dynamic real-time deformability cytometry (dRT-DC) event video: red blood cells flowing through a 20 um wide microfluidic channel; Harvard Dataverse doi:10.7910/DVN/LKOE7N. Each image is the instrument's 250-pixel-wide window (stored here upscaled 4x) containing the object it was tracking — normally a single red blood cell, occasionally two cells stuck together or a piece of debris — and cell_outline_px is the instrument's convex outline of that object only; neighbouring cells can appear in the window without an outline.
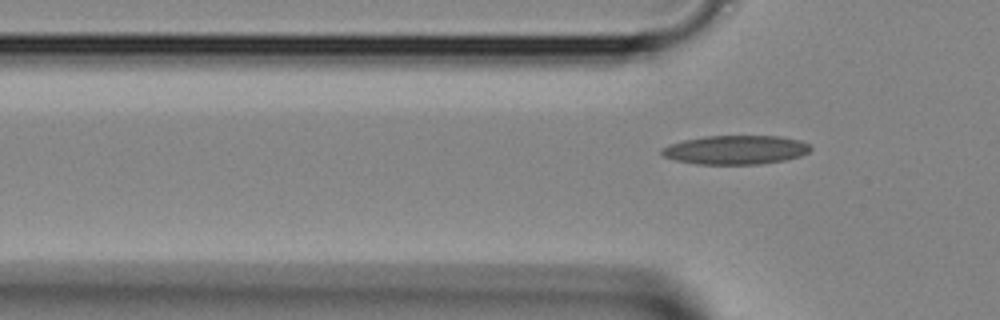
{"species": "Egyptian fruit bat (a non-hibernating species)", "species_latin": "Rousettus aegyptiacus", "temperature_condition": "room temperature", "stored_images_in_passage": 4, "camera_frame_rate_fps": 3000, "um_per_image_px": 0.085, "animal": {"sex": "female"}, "frame": {"image": 1, "passage_image": 4, "time_ms": 1.0, "image_size_px": [1000, 320], "cell_outline_px": [[812, 148], [808, 152], [800, 156], [784, 160], [760, 164], [696, 164], [676, 160], [664, 156], [660, 152], [660, 148], [668, 144], [684, 140], [704, 136], [780, 136], [800, 140], [808, 144]], "centroid_in_image_um": [62.51, 12.73], "position_along_channel_um": 63.3, "area_um2": 25.14}}